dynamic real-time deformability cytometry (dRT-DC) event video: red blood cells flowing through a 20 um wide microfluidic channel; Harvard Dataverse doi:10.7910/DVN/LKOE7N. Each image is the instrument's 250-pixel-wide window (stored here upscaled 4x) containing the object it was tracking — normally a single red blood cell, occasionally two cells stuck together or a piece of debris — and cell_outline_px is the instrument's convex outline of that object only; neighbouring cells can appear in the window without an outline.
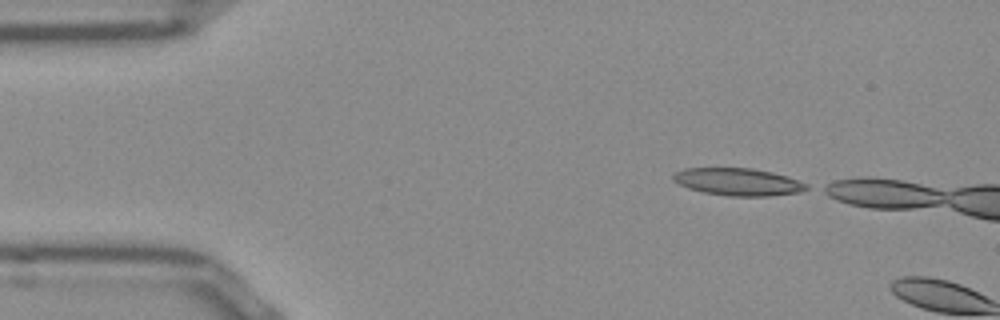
{"species": "Egyptian fruit bat (a non-hibernating species)", "species_latin": "Rousettus aegyptiacus", "temperature_condition": "room temperature", "stored_images_in_passage": 3, "camera_frame_rate_fps": 3000, "um_per_image_px": 0.085, "frame": {"image": 1, "passage_image": 1, "time_ms": 0.0, "image_size_px": [1000, 320], "cell_outline_px": [[936, 192], [928, 204], [860, 204], [856, 180], [888, 180], [912, 184]], "centroid_in_image_um": [75.83, 16.4], "position_along_channel_um": 9.2, "area_um2": 11.44}}